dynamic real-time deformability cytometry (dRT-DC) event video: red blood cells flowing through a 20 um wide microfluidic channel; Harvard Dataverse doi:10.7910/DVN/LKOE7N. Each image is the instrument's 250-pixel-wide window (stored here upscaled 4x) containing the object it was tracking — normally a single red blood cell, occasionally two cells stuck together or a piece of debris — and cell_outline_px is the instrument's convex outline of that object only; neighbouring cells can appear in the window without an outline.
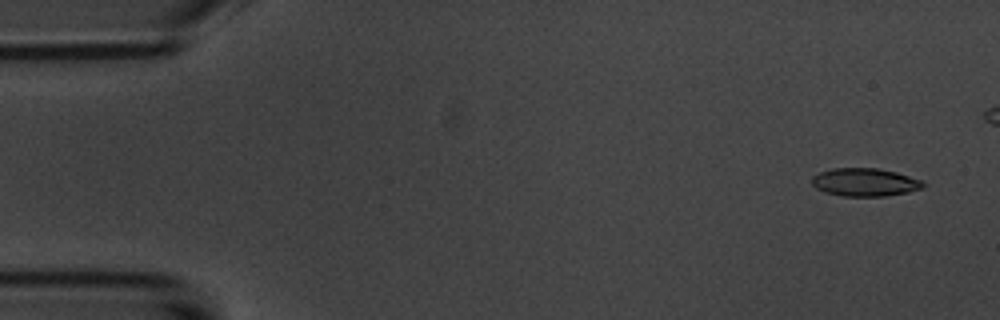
{"species": "common noctule bat (a hibernating species)", "species_latin": "Nyctalus noctula", "temperature_condition": "room temperature", "stored_images_in_passage": 7, "camera_frame_rate_fps": 3000, "um_per_image_px": 0.085, "animal": {"sex": "male", "body_mass_g": 20.1, "forearm_length_mm": 53.5}, "frame": {"image": 1, "passage_image": 1, "time_ms": 0.0, "image_size_px": [1000, 320], "cell_outline_px": [[924, 188], [908, 192], [884, 196], [840, 196], [824, 192], [816, 188], [812, 184], [812, 176], [820, 172], [832, 168], [880, 168], [896, 172], [924, 180]], "centroid_in_image_um": [73.53, 15.49], "position_along_channel_um": 11.5, "area_um2": 18.38}}
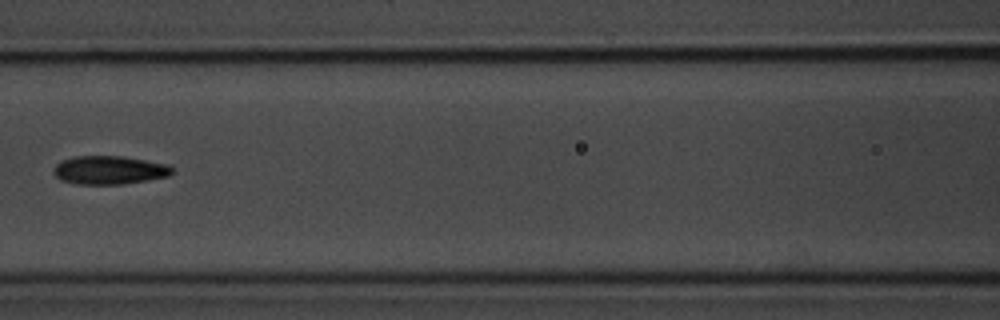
{"frame": {"image": 2, "passage_image": 7, "time_ms": 7.0, "image_size_px": [1000, 320], "cell_outline_px": [[172, 172], [168, 176], [124, 184], [76, 184], [60, 180], [52, 172], [52, 168], [60, 160], [72, 156], [124, 156], [168, 164], [172, 168]], "centroid_in_image_um": [9.23, 14.45], "position_along_channel_um": 157.4, "area_um2": 19.83}}